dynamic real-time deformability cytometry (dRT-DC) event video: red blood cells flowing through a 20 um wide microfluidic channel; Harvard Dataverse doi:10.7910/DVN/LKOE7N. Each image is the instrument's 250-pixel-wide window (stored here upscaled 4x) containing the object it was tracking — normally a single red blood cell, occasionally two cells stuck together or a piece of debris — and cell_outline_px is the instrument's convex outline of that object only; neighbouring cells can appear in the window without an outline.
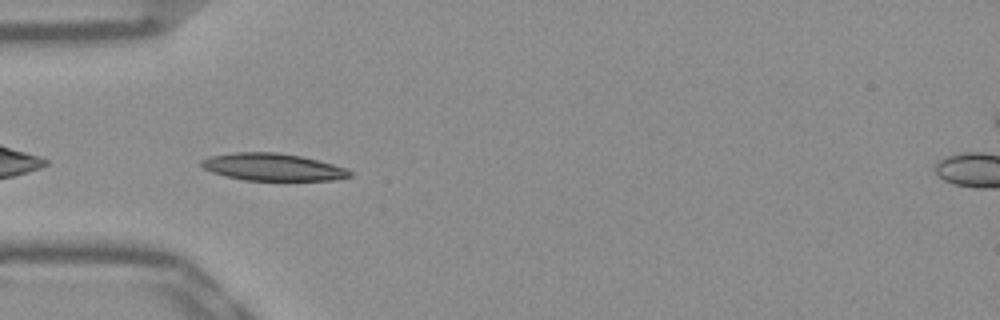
{"species": "Egyptian fruit bat (a non-hibernating species)", "species_latin": "Rousettus aegyptiacus", "temperature_condition": "warm", "stored_images_in_passage": 38, "camera_frame_rate_fps": 3000, "um_per_image_px": 0.085, "frame": {"image": 1, "passage_image": 2, "time_ms": 0.333, "image_size_px": [1000, 320], "cell_outline_px": [[352, 176], [332, 180], [244, 180], [212, 172], [204, 168], [200, 164], [200, 160], [208, 156], [236, 152], [276, 152], [300, 156], [348, 168], [352, 172]], "centroid_in_image_um": [23.17, 14.19], "position_along_channel_um": 61.8, "area_um2": 23.47}}
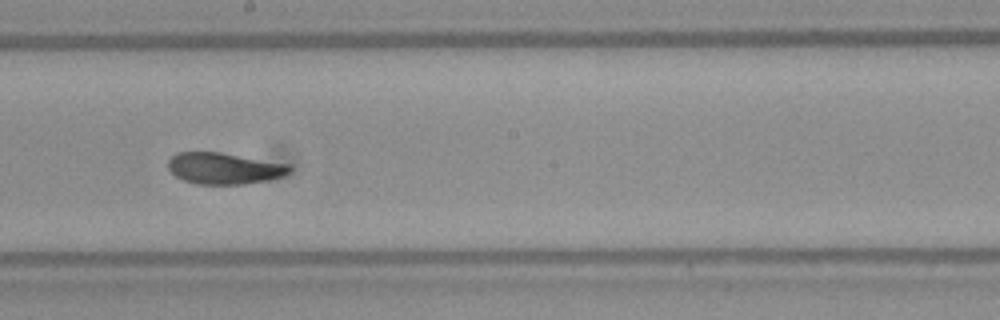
{"frame": {"image": 2, "passage_image": 15, "time_ms": 4.667, "image_size_px": [1000, 320], "cell_outline_px": [[292, 168], [284, 176], [268, 180], [244, 184], [196, 184], [184, 180], [176, 176], [168, 168], [168, 160], [172, 156], [180, 152], [220, 152], [288, 164]], "centroid_in_image_um": [19.05, 14.31], "position_along_channel_um": 229.1, "area_um2": 22.08}}
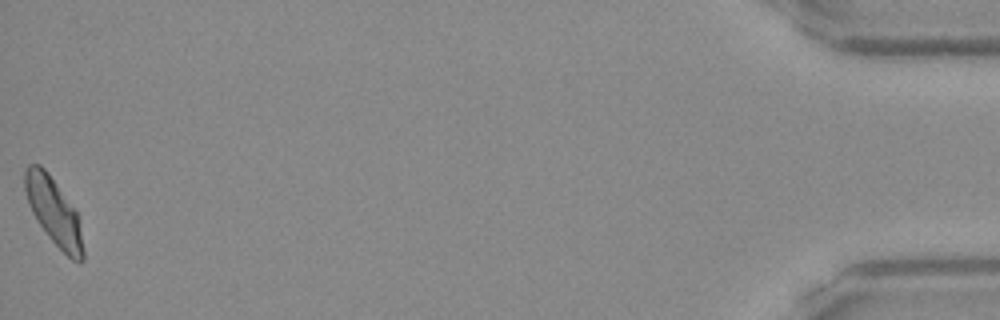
{"frame": {"image": 3, "passage_image": 38, "time_ms": 12.333, "image_size_px": [1000, 320], "cell_outline_px": [[84, 260], [80, 264], [72, 260], [48, 236], [36, 220], [28, 204], [24, 188], [24, 168], [28, 164], [40, 164], [48, 172], [76, 208], [84, 248]], "centroid_in_image_um": [4.57, 17.96], "position_along_channel_um": 430.6, "area_um2": 23.06}, "authors_computed_cell_mechanics": {"area_um2": 22.4264, "velocity_mm_per_s": 3.9038, "shape_relaxation_time_tau1_ms": 4.9492, "shape_relaxation_time_tau2_ms": 1.2364, "deformation_change_tau1": 0.1648, "deformation_change_tau2": 0.0646}}